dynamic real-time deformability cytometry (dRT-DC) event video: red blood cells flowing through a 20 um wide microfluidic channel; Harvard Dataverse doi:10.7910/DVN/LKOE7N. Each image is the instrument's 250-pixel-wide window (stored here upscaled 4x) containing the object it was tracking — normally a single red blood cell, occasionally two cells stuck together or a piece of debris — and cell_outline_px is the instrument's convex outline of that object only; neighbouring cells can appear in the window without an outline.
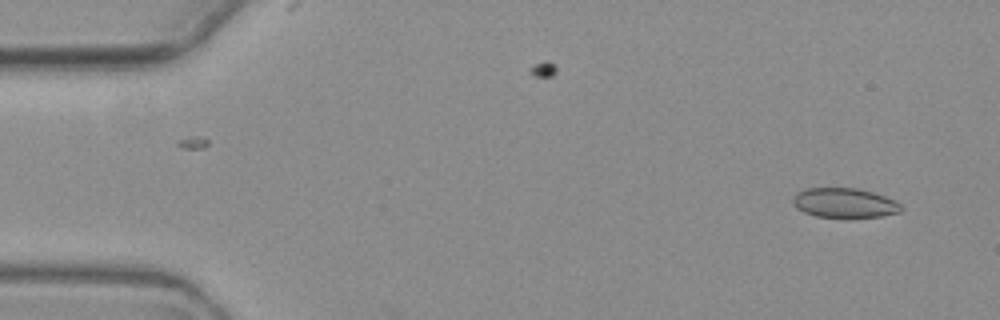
{"species": "common noctule bat (a hibernating species)", "species_latin": "Nyctalus noctula", "temperature_condition": "warm", "stored_images_in_passage": 3, "camera_frame_rate_fps": 3000, "um_per_image_px": 0.085, "animal": {"sex": "female", "body_mass_g": 19.3, "forearm_length_mm": 54.1}, "frame": {"image": 1, "passage_image": 3, "time_ms": 2.667, "image_size_px": [1000, 320], "cell_outline_px": [[904, 208], [900, 212], [880, 216], [816, 216], [804, 212], [796, 208], [792, 204], [792, 200], [800, 192], [808, 188], [856, 188], [872, 192], [884, 196], [900, 204]], "centroid_in_image_um": [71.78, 17.23], "position_along_channel_um": 13.2, "area_um2": 18.15}}